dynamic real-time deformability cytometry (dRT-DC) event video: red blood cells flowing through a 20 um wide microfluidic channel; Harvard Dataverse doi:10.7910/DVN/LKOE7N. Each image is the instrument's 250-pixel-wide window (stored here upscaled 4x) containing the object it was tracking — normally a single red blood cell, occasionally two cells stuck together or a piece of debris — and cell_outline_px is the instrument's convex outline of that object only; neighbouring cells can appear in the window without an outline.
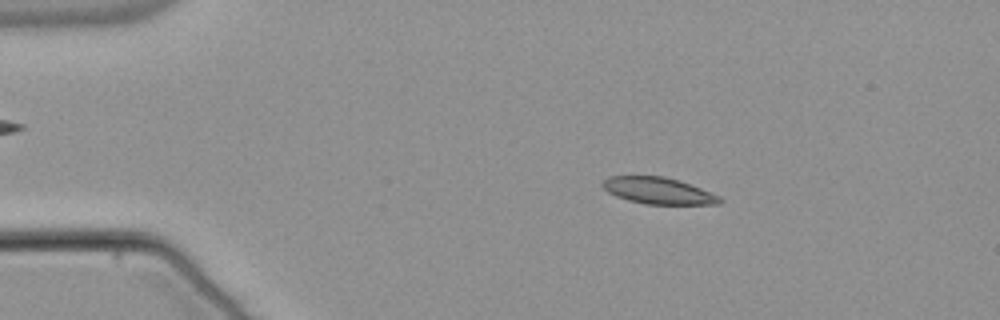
{"species": "common noctule bat (a hibernating species)", "species_latin": "Nyctalus noctula", "temperature_condition": "warm", "stored_images_in_passage": 54, "camera_frame_rate_fps": 3000, "um_per_image_px": 0.085, "animal": {"sex": "male", "body_mass_g": 21.5, "forearm_length_mm": 52.0}, "frame": {"image": 1, "passage_image": 10, "time_ms": 3.0, "image_size_px": [1000, 320], "cell_outline_px": [[724, 200], [720, 204], [644, 204], [628, 200], [616, 196], [608, 192], [600, 184], [608, 176], [664, 176], [680, 180], [720, 196]], "centroid_in_image_um": [55.96, 16.21], "position_along_channel_um": 29.0, "area_um2": 18.21}}
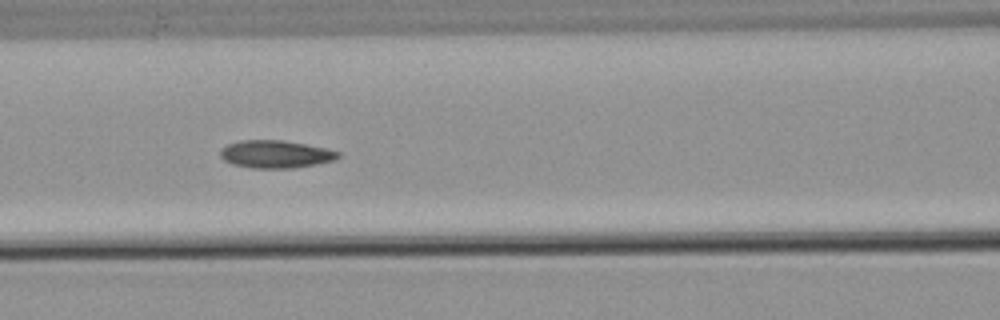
{"frame": {"image": 2, "passage_image": 24, "time_ms": 7.667, "image_size_px": [1000, 320], "cell_outline_px": [[340, 156], [336, 160], [316, 164], [292, 168], [252, 168], [232, 164], [224, 160], [220, 156], [220, 148], [228, 144], [240, 140], [284, 140], [324, 148], [340, 152]], "centroid_in_image_um": [23.4, 13.1], "position_along_channel_um": 143.2, "area_um2": 19.02}}
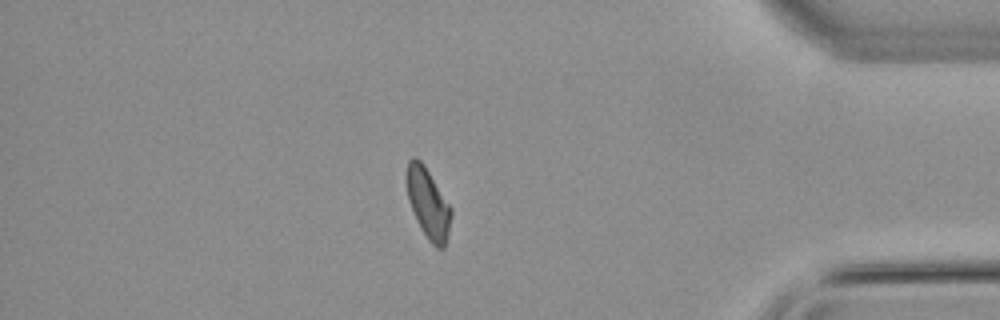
{"frame": {"image": 3, "passage_image": 47, "time_ms": 15.333, "image_size_px": [1000, 320], "cell_outline_px": [[452, 216], [448, 236], [444, 248], [436, 248], [428, 240], [420, 228], [416, 220], [408, 200], [408, 160], [412, 156], [416, 156], [424, 164], [452, 208]], "centroid_in_image_um": [36.42, 17.32], "position_along_channel_um": 398.8, "area_um2": 18.15}, "authors_computed_cell_mechanics": {"area_um2": 18.6694, "velocity_mm_per_s": 3.7943, "shape_relaxation_time_tau1_ms": 10.3866, "shape_relaxation_time_tau2_ms": 3.5337, "deformation_change_tau1": 0.1645, "deformation_change_tau2": 0.1034}}